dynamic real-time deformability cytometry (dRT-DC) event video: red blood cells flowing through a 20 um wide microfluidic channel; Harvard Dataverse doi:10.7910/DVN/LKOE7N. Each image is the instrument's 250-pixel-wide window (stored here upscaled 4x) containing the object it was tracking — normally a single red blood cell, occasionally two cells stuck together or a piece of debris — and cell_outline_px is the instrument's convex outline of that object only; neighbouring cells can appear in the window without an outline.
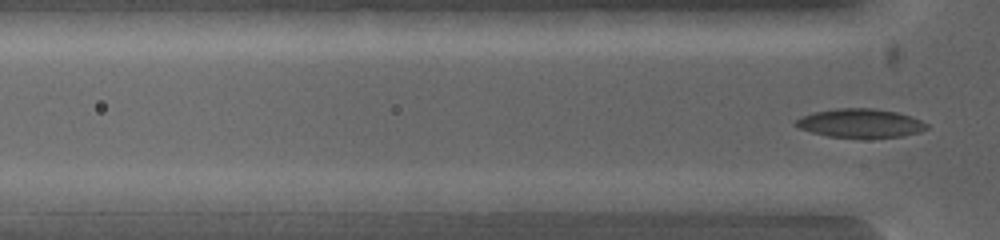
{"species": "common noctule bat (a hibernating species)", "species_latin": "Nyctalus noctula", "temperature_condition": "warm", "stored_images_in_passage": 3, "camera_frame_rate_fps": 5000, "um_per_image_px": 0.085, "animal": {"sex": "female", "body_mass_g": 19.0, "forearm_length_mm": 53.3}, "frame": {"image": 1, "passage_image": 3, "time_ms": 1.2, "image_size_px": [1000, 240], "cell_outline_px": [[600, 200], [592, 212], [496, 212], [500, 200], [508, 192]], "centroid_in_image_um": [46.26, 17.32], "position_along_channel_um": 79.5, "area_um2": 11.39}}